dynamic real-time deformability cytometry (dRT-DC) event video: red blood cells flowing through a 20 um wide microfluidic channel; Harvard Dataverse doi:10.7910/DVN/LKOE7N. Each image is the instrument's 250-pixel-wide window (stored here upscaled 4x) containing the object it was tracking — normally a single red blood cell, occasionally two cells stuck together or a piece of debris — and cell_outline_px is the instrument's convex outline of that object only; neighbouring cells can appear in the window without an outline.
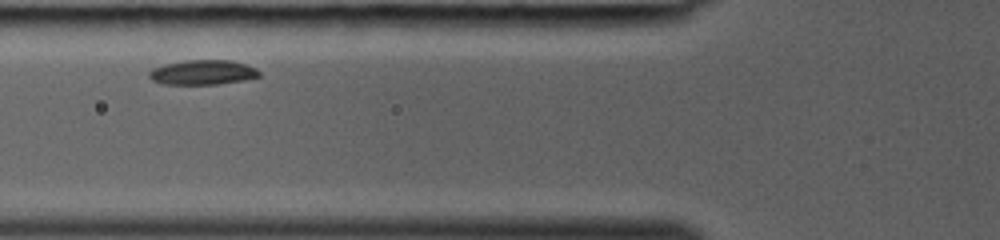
{"species": "common noctule bat (a hibernating species)", "species_latin": "Nyctalus noctula", "temperature_condition": "room temperature", "stored_images_in_passage": 26, "camera_frame_rate_fps": 3000, "um_per_image_px": 0.085, "animal": {"sex": "female", "body_mass_g": 19.0, "forearm_length_mm": 53.3}, "frame": {"image": 1, "passage_image": 7, "time_ms": 2.0, "image_size_px": [1000, 240], "cell_outline_px": [[260, 76], [244, 80], [216, 84], [164, 84], [152, 80], [148, 76], [148, 72], [152, 68], [164, 64], [184, 60], [228, 60], [244, 64], [256, 68], [260, 72]], "centroid_in_image_um": [17.2, 6.15], "position_along_channel_um": 108.6, "area_um2": 15.84}}
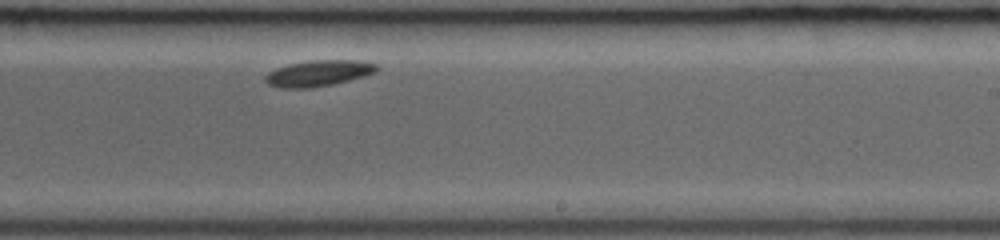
{"frame": {"image": 2, "passage_image": 17, "time_ms": 5.333, "image_size_px": [1000, 240], "cell_outline_px": [[380, 68], [376, 72], [364, 76], [332, 84], [308, 88], [280, 88], [268, 84], [264, 80], [264, 76], [268, 72], [276, 68], [288, 64], [312, 60], [356, 60], [376, 64]], "centroid_in_image_um": [27.04, 6.22], "position_along_channel_um": 262.0, "area_um2": 16.88}}
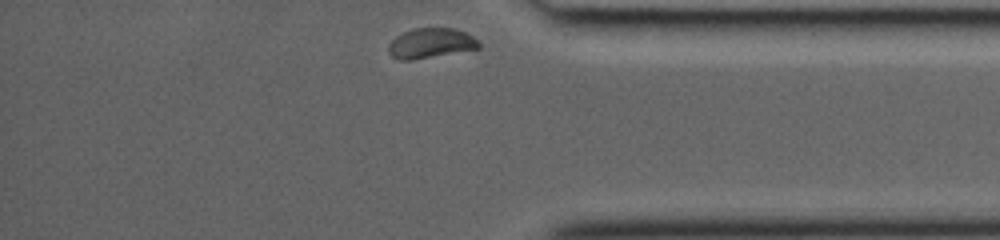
{"frame": {"image": 3, "passage_image": 26, "time_ms": 8.333, "image_size_px": [1000, 240], "cell_outline_px": [[480, 48], [412, 60], [400, 60], [392, 56], [388, 52], [388, 44], [396, 36], [412, 28], [456, 28], [472, 36], [480, 44]], "centroid_in_image_um": [36.58, 3.67], "position_along_channel_um": 398.6, "area_um2": 15.72}}